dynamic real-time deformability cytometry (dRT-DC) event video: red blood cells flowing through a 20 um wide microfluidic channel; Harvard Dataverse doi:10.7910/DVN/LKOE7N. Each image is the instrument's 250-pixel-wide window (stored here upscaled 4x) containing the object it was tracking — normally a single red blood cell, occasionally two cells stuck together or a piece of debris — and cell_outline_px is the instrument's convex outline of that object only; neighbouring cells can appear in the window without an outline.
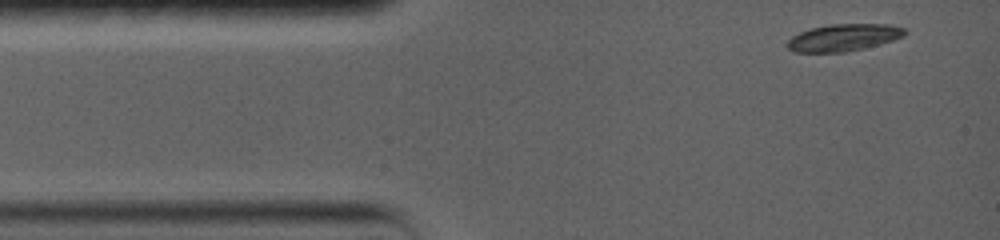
{"species": "common noctule bat (a hibernating species)", "species_latin": "Nyctalus noctula", "temperature_condition": "warm", "stored_images_in_passage": 56, "camera_frame_rate_fps": 5000, "um_per_image_px": 0.085, "animal": {"sex": "female", "body_mass_g": 19.0, "forearm_length_mm": 56.7}, "frame": {"image": 1, "passage_image": 1, "time_ms": 0.0, "image_size_px": [1000, 240], "cell_outline_px": [[908, 32], [904, 36], [880, 44], [864, 48], [844, 52], [792, 52], [788, 48], [788, 40], [792, 36], [800, 32], [812, 28], [832, 24], [888, 24], [904, 28]], "centroid_in_image_um": [71.72, 3.19], "position_along_channel_um": 13.3, "area_um2": 18.44}}
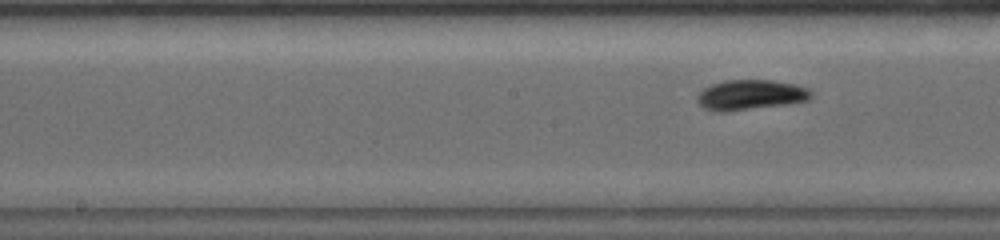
{"frame": {"image": 2, "passage_image": 24, "time_ms": 6.2, "image_size_px": [1000, 240], "cell_outline_px": [[812, 96], [808, 100], [792, 104], [724, 112], [712, 112], [704, 108], [696, 100], [696, 96], [704, 88], [712, 84], [724, 80], [772, 80], [796, 84], [808, 88], [812, 92]], "centroid_in_image_um": [63.8, 8.07], "position_along_channel_um": 184.4, "area_um2": 20.35}}
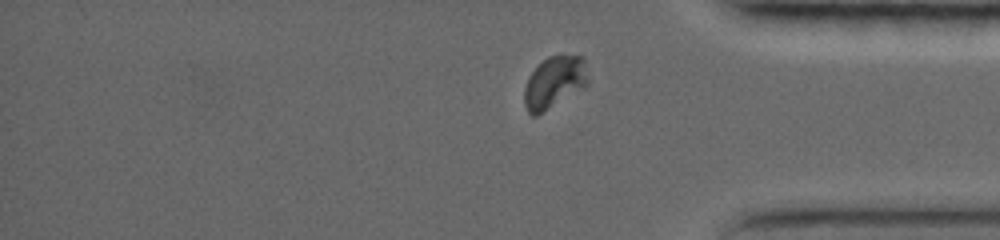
{"frame": {"image": 3, "passage_image": 49, "time_ms": 12.0, "image_size_px": [1000, 240], "cell_outline_px": [[588, 84], [584, 88], [536, 116], [532, 116], [528, 112], [524, 104], [524, 88], [528, 76], [548, 56], [560, 52], [584, 56], [588, 76]], "centroid_in_image_um": [47.14, 6.95], "position_along_channel_um": 388.1, "area_um2": 19.77}, "authors_computed_cell_mechanics": {"area_um2": 19.3052, "velocity_mm_per_s": 3.6684, "shape_relaxation_time_tau1_ms": 2.2583, "shape_relaxation_time_tau2_ms": 3.7829, "deformation_change_tau1": 0.1142, "deformation_change_tau2": 0.0745}}